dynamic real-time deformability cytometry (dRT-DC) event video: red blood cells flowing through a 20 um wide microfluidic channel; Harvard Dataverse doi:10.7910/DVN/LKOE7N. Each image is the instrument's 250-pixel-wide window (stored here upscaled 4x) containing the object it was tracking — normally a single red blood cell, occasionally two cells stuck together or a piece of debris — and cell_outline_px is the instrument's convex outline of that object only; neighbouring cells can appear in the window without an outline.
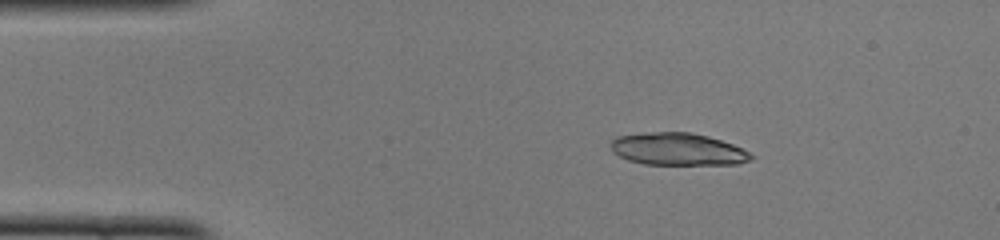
{"species": "common noctule bat (a hibernating species)", "species_latin": "Nyctalus noctula", "temperature_condition": "cold", "stored_images_in_passage": 43, "camera_frame_rate_fps": 3000, "um_per_image_px": 0.085, "animal": {"sex": "female", "body_mass_g": 22.0, "forearm_length_mm": 56.7}, "frame": {"image": 1, "passage_image": 2, "time_ms": 0.333, "image_size_px": [1000, 240], "cell_outline_px": [[756, 156], [752, 160], [736, 164], [644, 164], [628, 160], [612, 152], [612, 140], [616, 136], [640, 132], [692, 132], [708, 136], [732, 144]], "centroid_in_image_um": [57.59, 12.67], "position_along_channel_um": 27.4, "area_um2": 26.47}}